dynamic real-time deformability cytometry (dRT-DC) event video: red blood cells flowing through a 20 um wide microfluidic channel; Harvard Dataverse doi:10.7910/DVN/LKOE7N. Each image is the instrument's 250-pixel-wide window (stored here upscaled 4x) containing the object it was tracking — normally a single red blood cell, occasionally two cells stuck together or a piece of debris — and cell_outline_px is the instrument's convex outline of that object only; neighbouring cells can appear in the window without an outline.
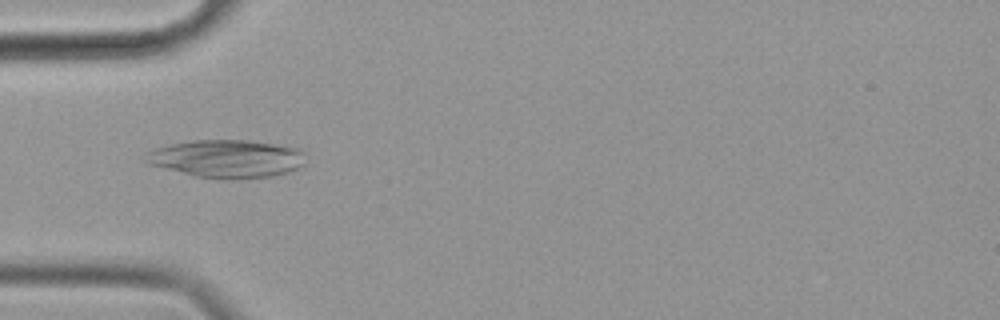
{"species": "common noctule bat (a hibernating species)", "species_latin": "Nyctalus noctula", "temperature_condition": "cold", "stored_images_in_passage": 57, "camera_frame_rate_fps": 3000, "um_per_image_px": 0.085, "animal": {"sex": "female", "body_mass_g": 19.9}, "frame": {"image": 1, "passage_image": 17, "time_ms": 5.333, "image_size_px": [1000, 320], "cell_outline_px": [[304, 164], [288, 172], [272, 176], [240, 180], [224, 180], [196, 176], [148, 164], [144, 160], [144, 152], [156, 148], [172, 144], [192, 140], [248, 140], [300, 148], [304, 152]], "centroid_in_image_um": [19.27, 13.5], "position_along_channel_um": 65.7, "area_um2": 35.66}}
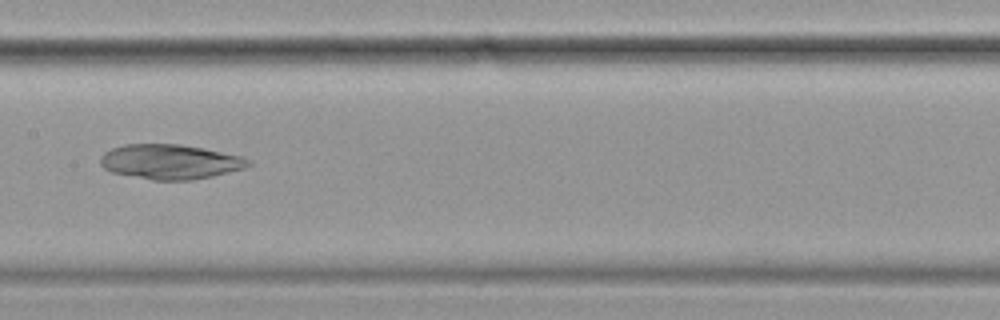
{"frame": {"image": 2, "passage_image": 28, "time_ms": 9.0, "image_size_px": [1000, 320], "cell_outline_px": [[252, 164], [244, 168], [212, 176], [192, 180], [152, 180], [112, 172], [104, 168], [100, 164], [100, 156], [104, 152], [112, 148], [124, 144], [180, 144], [204, 148], [244, 156], [252, 160]], "centroid_in_image_um": [14.49, 13.74], "position_along_channel_um": 192.9, "area_um2": 30.17}}
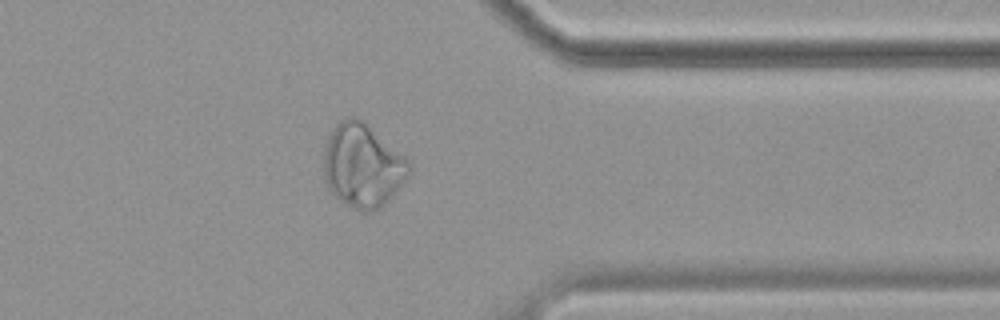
{"frame": {"image": 3, "passage_image": 45, "time_ms": 14.667, "image_size_px": [1000, 320], "cell_outline_px": [[412, 168], [408, 176], [388, 200], [380, 208], [372, 212], [364, 212], [340, 200], [328, 188], [324, 176], [324, 148], [328, 136], [336, 124], [344, 116], [352, 116], [364, 120], [404, 156], [412, 164]], "centroid_in_image_um": [30.82, 14.04], "position_along_channel_um": 380.6, "area_um2": 41.5}}